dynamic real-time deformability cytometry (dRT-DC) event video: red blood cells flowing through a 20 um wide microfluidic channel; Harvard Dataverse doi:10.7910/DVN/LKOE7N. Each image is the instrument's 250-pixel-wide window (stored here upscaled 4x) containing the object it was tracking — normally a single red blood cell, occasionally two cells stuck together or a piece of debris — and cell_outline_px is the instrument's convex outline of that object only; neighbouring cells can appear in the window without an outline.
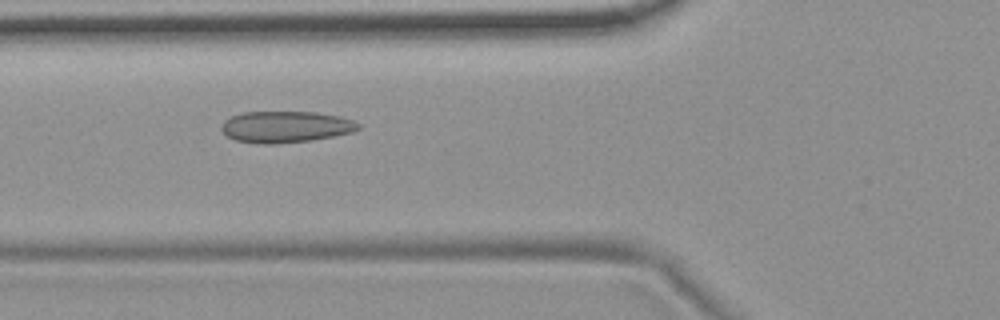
{"species": "common noctule bat (a hibernating species)", "species_latin": "Nyctalus noctula", "temperature_condition": "room temperature", "stored_images_in_passage": 9, "camera_frame_rate_fps": 3000, "um_per_image_px": 0.085, "animal": {"sex": "female", "body_mass_g": 19.9}, "frame": {"image": 1, "passage_image": 6, "time_ms": 1.667, "image_size_px": [1000, 320], "cell_outline_px": [[360, 128], [352, 132], [312, 140], [276, 144], [256, 144], [236, 140], [228, 136], [220, 128], [224, 120], [240, 112], [316, 112], [340, 116], [352, 120], [360, 124]], "centroid_in_image_um": [24.26, 10.78], "position_along_channel_um": 101.5, "area_um2": 25.14}}
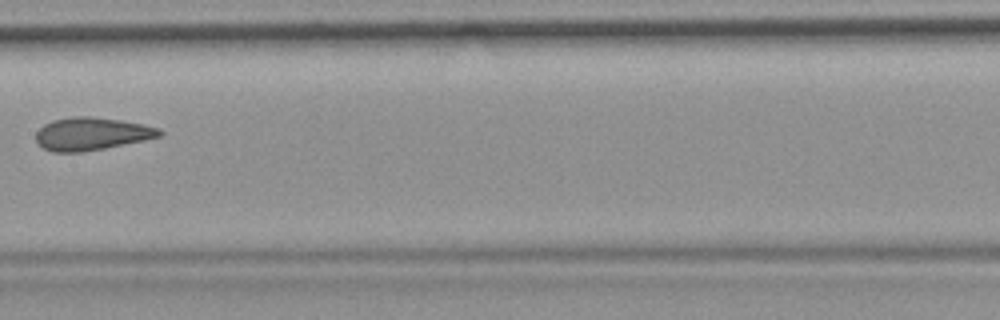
{"frame": {"image": 2, "passage_image": 8, "time_ms": 2.333, "image_size_px": [1000, 320], "cell_outline_px": [[164, 132], [160, 136], [144, 140], [104, 148], [80, 152], [52, 152], [44, 148], [36, 140], [36, 132], [44, 124], [52, 120], [72, 116], [92, 116], [120, 120], [144, 124], [160, 128]], "centroid_in_image_um": [7.79, 11.36], "position_along_channel_um": 199.6, "area_um2": 23.58}}
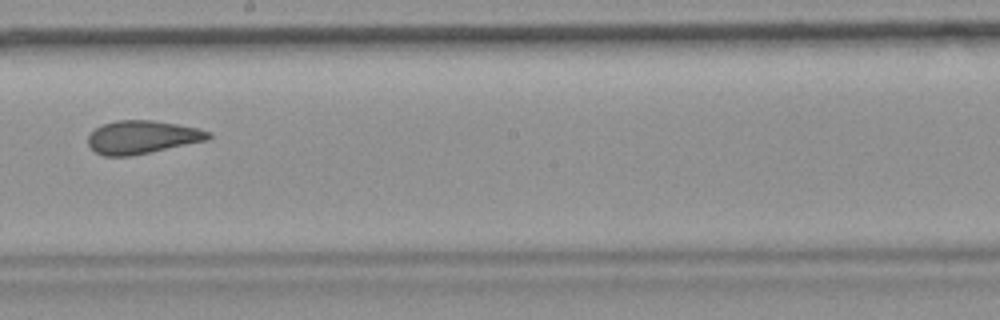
{"frame": {"image": 3, "passage_image": 9, "time_ms": 2.667, "image_size_px": [1000, 320], "cell_outline_px": [[212, 136], [208, 140], [128, 156], [104, 156], [96, 152], [88, 144], [88, 136], [96, 128], [104, 124], [116, 120], [152, 120], [176, 124], [196, 128], [212, 132]], "centroid_in_image_um": [12.09, 11.65], "position_along_channel_um": 236.1, "area_um2": 22.95}}